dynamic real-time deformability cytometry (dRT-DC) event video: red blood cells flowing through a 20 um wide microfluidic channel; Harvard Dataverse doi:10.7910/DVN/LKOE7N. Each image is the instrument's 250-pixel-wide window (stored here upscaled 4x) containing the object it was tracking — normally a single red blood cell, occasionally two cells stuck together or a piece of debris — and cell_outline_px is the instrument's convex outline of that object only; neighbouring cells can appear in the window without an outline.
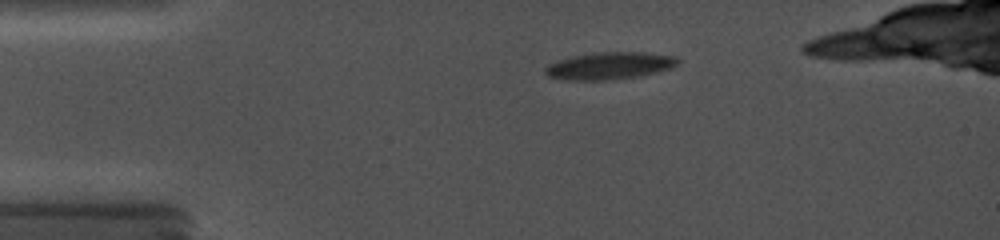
{"species": "common noctule bat (a hibernating species)", "species_latin": "Nyctalus noctula", "temperature_condition": "cold", "stored_images_in_passage": 48, "camera_frame_rate_fps": 5000, "um_per_image_px": 0.085, "animal": {"sex": "female", "body_mass_g": 19.0, "forearm_length_mm": 56.7}, "frame": {"image": 1, "passage_image": 2, "time_ms": 0.2, "image_size_px": [1000, 240], "cell_outline_px": [[680, 60], [676, 64], [668, 68], [636, 76], [604, 80], [572, 80], [548, 76], [544, 72], [544, 68], [560, 60], [572, 56], [600, 52], [640, 52], [676, 56]], "centroid_in_image_um": [51.79, 5.58], "position_along_channel_um": 33.2, "area_um2": 20.35}}
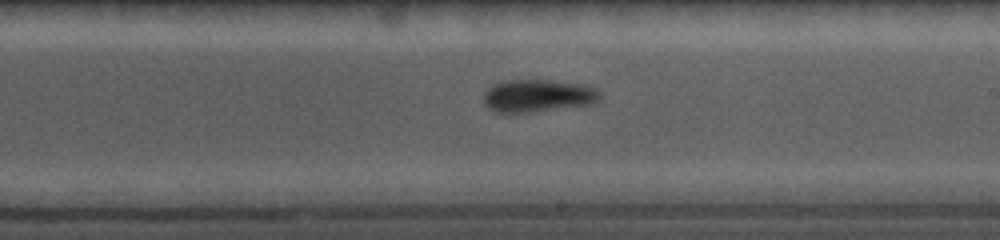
{"frame": {"image": 2, "passage_image": 32, "time_ms": 7.0, "image_size_px": [1000, 240], "cell_outline_px": [[600, 96], [596, 100], [588, 104], [528, 112], [496, 112], [488, 108], [484, 104], [484, 92], [492, 84], [508, 80], [548, 80], [580, 84], [592, 88], [600, 92]], "centroid_in_image_um": [45.63, 8.13], "position_along_channel_um": 243.4, "area_um2": 21.56}}
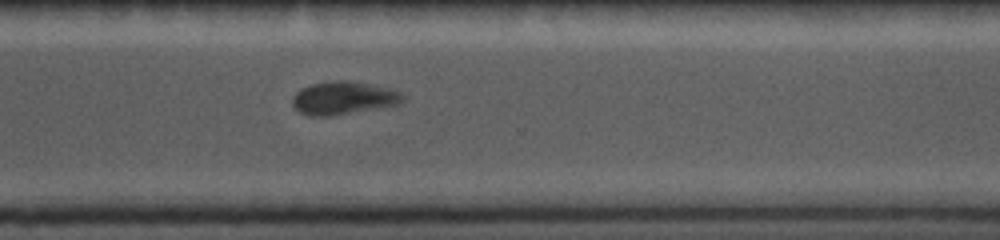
{"frame": {"image": 3, "passage_image": 47, "time_ms": 9.6, "image_size_px": [1000, 240], "cell_outline_px": [[404, 100], [396, 104], [332, 116], [312, 116], [300, 112], [292, 104], [292, 100], [296, 92], [300, 88], [312, 84], [332, 80], [348, 80], [372, 84], [392, 88], [400, 92], [404, 96]], "centroid_in_image_um": [29.18, 8.31], "position_along_channel_um": 341.4, "area_um2": 21.15}}